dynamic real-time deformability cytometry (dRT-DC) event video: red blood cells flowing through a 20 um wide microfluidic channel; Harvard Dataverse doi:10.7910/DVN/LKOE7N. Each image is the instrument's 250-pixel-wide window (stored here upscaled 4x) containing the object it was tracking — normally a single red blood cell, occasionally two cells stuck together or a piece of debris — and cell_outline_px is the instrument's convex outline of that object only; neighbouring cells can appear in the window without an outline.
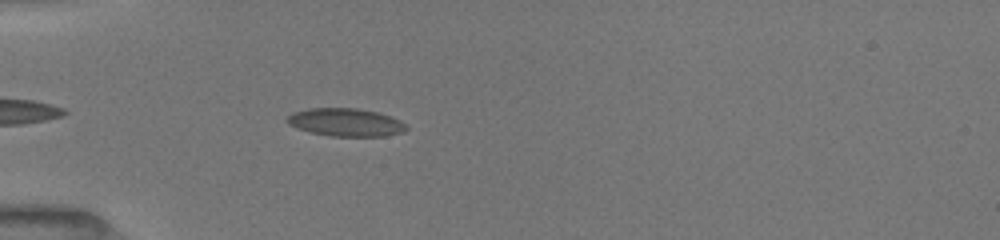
{"species": "common noctule bat (a hibernating species)", "species_latin": "Nyctalus noctula", "temperature_condition": "room temperature", "stored_images_in_passage": 34, "camera_frame_rate_fps": 3000, "um_per_image_px": 0.085, "animal": {"sex": "female", "body_mass_g": 19.5, "forearm_length_mm": 54.1}, "frame": {"image": 1, "passage_image": 5, "time_ms": 1.333, "image_size_px": [1000, 240], "cell_outline_px": [[408, 128], [404, 132], [384, 136], [332, 136], [312, 132], [296, 128], [288, 124], [284, 120], [292, 112], [308, 108], [356, 108], [380, 112], [392, 116], [400, 120]], "centroid_in_image_um": [29.38, 10.38], "position_along_channel_um": 55.6, "area_um2": 19.59}}
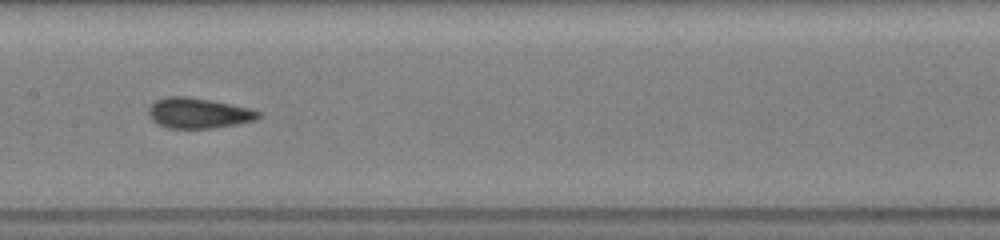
{"frame": {"image": 2, "passage_image": 16, "time_ms": 5.0, "image_size_px": [1000, 240], "cell_outline_px": [[260, 116], [256, 120], [216, 128], [168, 128], [152, 120], [148, 116], [148, 108], [156, 100], [168, 96], [184, 96], [212, 100], [252, 108], [260, 112]], "centroid_in_image_um": [16.88, 9.61], "position_along_channel_um": 190.5, "area_um2": 19.54}}
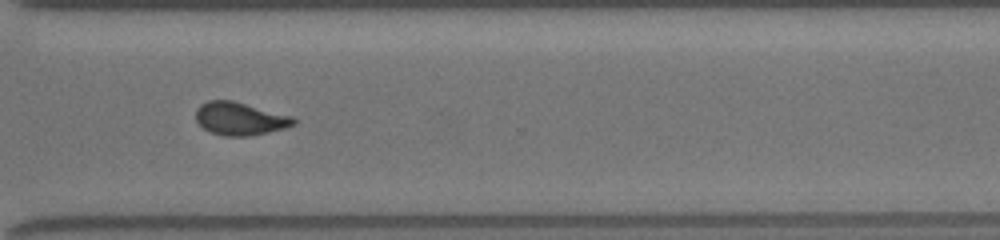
{"frame": {"image": 3, "passage_image": 28, "time_ms": 9.0, "image_size_px": [1000, 240], "cell_outline_px": [[296, 124], [284, 128], [268, 132], [248, 136], [224, 136], [208, 132], [196, 120], [196, 108], [200, 104], [208, 100], [232, 100], [296, 116]], "centroid_in_image_um": [20.42, 10.08], "position_along_channel_um": 350.2, "area_um2": 19.07}, "authors_computed_cell_mechanics": {"area_um2": 19.074, "velocity_mm_per_s": 3.9987, "shape_relaxation_time_tau1_ms": null, "shape_relaxation_time_tau2_ms": 1.2999, "deformation_change_tau1": null, "deformation_change_tau2": 0.0727}}